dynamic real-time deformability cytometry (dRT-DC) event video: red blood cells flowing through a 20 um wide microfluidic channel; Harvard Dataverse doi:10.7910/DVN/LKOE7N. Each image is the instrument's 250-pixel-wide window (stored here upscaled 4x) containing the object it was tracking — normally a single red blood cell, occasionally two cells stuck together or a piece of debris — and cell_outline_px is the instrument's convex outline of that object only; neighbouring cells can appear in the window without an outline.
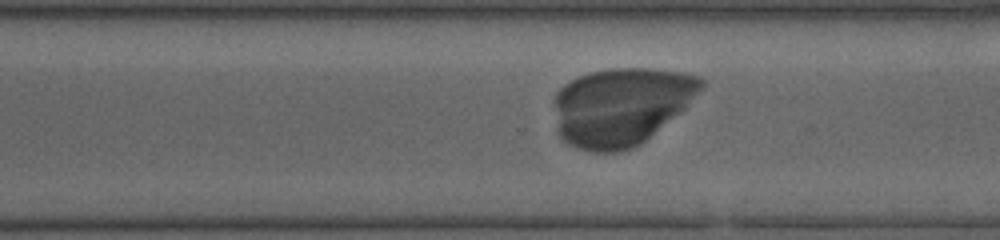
{"species": "human", "species_latin": "Homo sapiens", "temperature_condition": "cold", "stored_images_in_passage": 29, "camera_frame_rate_fps": 3000, "um_per_image_px": 0.085, "donor": {"sex": "male"}, "frame": {"image": 1, "passage_image": 26, "time_ms": 8.333, "image_size_px": [1000, 240], "cell_outline_px": [[704, 84], [684, 108], [640, 144], [632, 148], [616, 152], [592, 152], [576, 148], [568, 144], [556, 132], [556, 92], [564, 84], [580, 76], [592, 72], [612, 68], [652, 68], [680, 72], [700, 76], [704, 80]], "centroid_in_image_um": [52.76, 9.04], "position_along_channel_um": 317.8, "area_um2": 66.18}}